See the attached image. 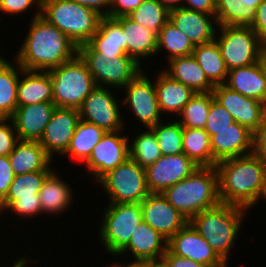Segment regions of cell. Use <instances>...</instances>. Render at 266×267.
I'll return each instance as SVG.
<instances>
[{
    "label": "cell",
    "mask_w": 266,
    "mask_h": 267,
    "mask_svg": "<svg viewBox=\"0 0 266 267\" xmlns=\"http://www.w3.org/2000/svg\"><path fill=\"white\" fill-rule=\"evenodd\" d=\"M28 33L13 59L25 70L47 71L71 60L78 47L43 17L29 21Z\"/></svg>",
    "instance_id": "cell-1"
},
{
    "label": "cell",
    "mask_w": 266,
    "mask_h": 267,
    "mask_svg": "<svg viewBox=\"0 0 266 267\" xmlns=\"http://www.w3.org/2000/svg\"><path fill=\"white\" fill-rule=\"evenodd\" d=\"M221 203L253 210L259 203L266 176L265 165L253 153L216 164Z\"/></svg>",
    "instance_id": "cell-2"
},
{
    "label": "cell",
    "mask_w": 266,
    "mask_h": 267,
    "mask_svg": "<svg viewBox=\"0 0 266 267\" xmlns=\"http://www.w3.org/2000/svg\"><path fill=\"white\" fill-rule=\"evenodd\" d=\"M248 210L239 206L220 203L193 216L189 223L211 245L215 252L227 263L233 246L243 229V219Z\"/></svg>",
    "instance_id": "cell-3"
},
{
    "label": "cell",
    "mask_w": 266,
    "mask_h": 267,
    "mask_svg": "<svg viewBox=\"0 0 266 267\" xmlns=\"http://www.w3.org/2000/svg\"><path fill=\"white\" fill-rule=\"evenodd\" d=\"M162 194L189 221L203 210L221 203L216 167L198 166L188 177Z\"/></svg>",
    "instance_id": "cell-4"
},
{
    "label": "cell",
    "mask_w": 266,
    "mask_h": 267,
    "mask_svg": "<svg viewBox=\"0 0 266 267\" xmlns=\"http://www.w3.org/2000/svg\"><path fill=\"white\" fill-rule=\"evenodd\" d=\"M41 17L79 47L88 43L97 32L102 16L69 0H41Z\"/></svg>",
    "instance_id": "cell-5"
},
{
    "label": "cell",
    "mask_w": 266,
    "mask_h": 267,
    "mask_svg": "<svg viewBox=\"0 0 266 267\" xmlns=\"http://www.w3.org/2000/svg\"><path fill=\"white\" fill-rule=\"evenodd\" d=\"M51 76L56 107L80 109L96 87L85 61L77 54L64 64L47 70Z\"/></svg>",
    "instance_id": "cell-6"
},
{
    "label": "cell",
    "mask_w": 266,
    "mask_h": 267,
    "mask_svg": "<svg viewBox=\"0 0 266 267\" xmlns=\"http://www.w3.org/2000/svg\"><path fill=\"white\" fill-rule=\"evenodd\" d=\"M78 54L85 61L96 86L123 89L144 69L135 59L125 55H100L88 43L78 47Z\"/></svg>",
    "instance_id": "cell-7"
},
{
    "label": "cell",
    "mask_w": 266,
    "mask_h": 267,
    "mask_svg": "<svg viewBox=\"0 0 266 267\" xmlns=\"http://www.w3.org/2000/svg\"><path fill=\"white\" fill-rule=\"evenodd\" d=\"M99 241L108 255H117L128 243L136 227L143 221L140 203H107L102 211Z\"/></svg>",
    "instance_id": "cell-8"
},
{
    "label": "cell",
    "mask_w": 266,
    "mask_h": 267,
    "mask_svg": "<svg viewBox=\"0 0 266 267\" xmlns=\"http://www.w3.org/2000/svg\"><path fill=\"white\" fill-rule=\"evenodd\" d=\"M215 41L228 71L252 65L266 54V44L250 26L218 25Z\"/></svg>",
    "instance_id": "cell-9"
},
{
    "label": "cell",
    "mask_w": 266,
    "mask_h": 267,
    "mask_svg": "<svg viewBox=\"0 0 266 267\" xmlns=\"http://www.w3.org/2000/svg\"><path fill=\"white\" fill-rule=\"evenodd\" d=\"M95 183L100 184L104 194H107L108 203H141L151 193L145 168L131 158H127Z\"/></svg>",
    "instance_id": "cell-10"
},
{
    "label": "cell",
    "mask_w": 266,
    "mask_h": 267,
    "mask_svg": "<svg viewBox=\"0 0 266 267\" xmlns=\"http://www.w3.org/2000/svg\"><path fill=\"white\" fill-rule=\"evenodd\" d=\"M52 171L40 170L15 175L6 198L0 203L1 213L11 212L16 219L21 216L20 218H23L24 222H26L25 218L31 220L35 216L37 218L38 215H43L39 191L43 181Z\"/></svg>",
    "instance_id": "cell-11"
},
{
    "label": "cell",
    "mask_w": 266,
    "mask_h": 267,
    "mask_svg": "<svg viewBox=\"0 0 266 267\" xmlns=\"http://www.w3.org/2000/svg\"><path fill=\"white\" fill-rule=\"evenodd\" d=\"M147 74L143 70L121 90L125 93L121 100L123 107L127 106L126 109L133 113L144 129L152 128L164 117L157 101L154 81Z\"/></svg>",
    "instance_id": "cell-12"
},
{
    "label": "cell",
    "mask_w": 266,
    "mask_h": 267,
    "mask_svg": "<svg viewBox=\"0 0 266 267\" xmlns=\"http://www.w3.org/2000/svg\"><path fill=\"white\" fill-rule=\"evenodd\" d=\"M115 94V89L96 86L79 109L81 120L95 124L105 132L126 128L121 113L122 101Z\"/></svg>",
    "instance_id": "cell-13"
},
{
    "label": "cell",
    "mask_w": 266,
    "mask_h": 267,
    "mask_svg": "<svg viewBox=\"0 0 266 267\" xmlns=\"http://www.w3.org/2000/svg\"><path fill=\"white\" fill-rule=\"evenodd\" d=\"M124 130L105 132L94 146L89 159L84 163L87 173L89 172L94 181L97 182L103 175L129 158V136L127 134L124 136Z\"/></svg>",
    "instance_id": "cell-14"
},
{
    "label": "cell",
    "mask_w": 266,
    "mask_h": 267,
    "mask_svg": "<svg viewBox=\"0 0 266 267\" xmlns=\"http://www.w3.org/2000/svg\"><path fill=\"white\" fill-rule=\"evenodd\" d=\"M167 249L209 267H229L189 222L168 240Z\"/></svg>",
    "instance_id": "cell-15"
},
{
    "label": "cell",
    "mask_w": 266,
    "mask_h": 267,
    "mask_svg": "<svg viewBox=\"0 0 266 267\" xmlns=\"http://www.w3.org/2000/svg\"><path fill=\"white\" fill-rule=\"evenodd\" d=\"M214 99L232 115L235 122L246 126L253 133L266 119L263 102L241 95L224 84L212 91Z\"/></svg>",
    "instance_id": "cell-16"
},
{
    "label": "cell",
    "mask_w": 266,
    "mask_h": 267,
    "mask_svg": "<svg viewBox=\"0 0 266 267\" xmlns=\"http://www.w3.org/2000/svg\"><path fill=\"white\" fill-rule=\"evenodd\" d=\"M198 167L184 153L162 155L155 163L147 166L146 179L151 193H163L170 186L188 177Z\"/></svg>",
    "instance_id": "cell-17"
},
{
    "label": "cell",
    "mask_w": 266,
    "mask_h": 267,
    "mask_svg": "<svg viewBox=\"0 0 266 267\" xmlns=\"http://www.w3.org/2000/svg\"><path fill=\"white\" fill-rule=\"evenodd\" d=\"M143 221L169 240L189 221L162 193H150L141 203Z\"/></svg>",
    "instance_id": "cell-18"
},
{
    "label": "cell",
    "mask_w": 266,
    "mask_h": 267,
    "mask_svg": "<svg viewBox=\"0 0 266 267\" xmlns=\"http://www.w3.org/2000/svg\"><path fill=\"white\" fill-rule=\"evenodd\" d=\"M80 120L78 109L56 107L39 140V143L53 160L55 159L54 155L58 154L60 157L66 152Z\"/></svg>",
    "instance_id": "cell-19"
},
{
    "label": "cell",
    "mask_w": 266,
    "mask_h": 267,
    "mask_svg": "<svg viewBox=\"0 0 266 267\" xmlns=\"http://www.w3.org/2000/svg\"><path fill=\"white\" fill-rule=\"evenodd\" d=\"M213 160L242 157L253 152V132L237 122L223 130L215 131L210 137Z\"/></svg>",
    "instance_id": "cell-20"
},
{
    "label": "cell",
    "mask_w": 266,
    "mask_h": 267,
    "mask_svg": "<svg viewBox=\"0 0 266 267\" xmlns=\"http://www.w3.org/2000/svg\"><path fill=\"white\" fill-rule=\"evenodd\" d=\"M169 21L174 27L187 36L194 46L206 44L215 40L218 28L216 15L181 7L169 11Z\"/></svg>",
    "instance_id": "cell-21"
},
{
    "label": "cell",
    "mask_w": 266,
    "mask_h": 267,
    "mask_svg": "<svg viewBox=\"0 0 266 267\" xmlns=\"http://www.w3.org/2000/svg\"><path fill=\"white\" fill-rule=\"evenodd\" d=\"M55 109L53 102L17 106L11 119L19 140L39 141Z\"/></svg>",
    "instance_id": "cell-22"
},
{
    "label": "cell",
    "mask_w": 266,
    "mask_h": 267,
    "mask_svg": "<svg viewBox=\"0 0 266 267\" xmlns=\"http://www.w3.org/2000/svg\"><path fill=\"white\" fill-rule=\"evenodd\" d=\"M167 244L163 235L142 221L133 231L129 243L114 257L117 259L124 255L127 259L126 255H131L133 260L140 261L161 258L167 251Z\"/></svg>",
    "instance_id": "cell-23"
},
{
    "label": "cell",
    "mask_w": 266,
    "mask_h": 267,
    "mask_svg": "<svg viewBox=\"0 0 266 267\" xmlns=\"http://www.w3.org/2000/svg\"><path fill=\"white\" fill-rule=\"evenodd\" d=\"M72 184L66 183L54 169L43 181L41 190L39 191V199L43 215H55L56 217L67 211L74 201L75 190ZM74 192V193H73Z\"/></svg>",
    "instance_id": "cell-24"
},
{
    "label": "cell",
    "mask_w": 266,
    "mask_h": 267,
    "mask_svg": "<svg viewBox=\"0 0 266 267\" xmlns=\"http://www.w3.org/2000/svg\"><path fill=\"white\" fill-rule=\"evenodd\" d=\"M15 175L40 170H54L53 159L46 153L39 141L19 140L8 155Z\"/></svg>",
    "instance_id": "cell-25"
},
{
    "label": "cell",
    "mask_w": 266,
    "mask_h": 267,
    "mask_svg": "<svg viewBox=\"0 0 266 267\" xmlns=\"http://www.w3.org/2000/svg\"><path fill=\"white\" fill-rule=\"evenodd\" d=\"M224 85L243 96L263 102L266 93L263 57L252 65L228 71Z\"/></svg>",
    "instance_id": "cell-26"
},
{
    "label": "cell",
    "mask_w": 266,
    "mask_h": 267,
    "mask_svg": "<svg viewBox=\"0 0 266 267\" xmlns=\"http://www.w3.org/2000/svg\"><path fill=\"white\" fill-rule=\"evenodd\" d=\"M121 27L125 35V52L140 65L146 58L156 56L157 34L131 20L121 16ZM143 59V60H142Z\"/></svg>",
    "instance_id": "cell-27"
},
{
    "label": "cell",
    "mask_w": 266,
    "mask_h": 267,
    "mask_svg": "<svg viewBox=\"0 0 266 267\" xmlns=\"http://www.w3.org/2000/svg\"><path fill=\"white\" fill-rule=\"evenodd\" d=\"M156 76L153 78H155V90L161 113L165 117L168 114L170 117L171 114L178 116L195 92L190 87L171 79L162 70Z\"/></svg>",
    "instance_id": "cell-28"
},
{
    "label": "cell",
    "mask_w": 266,
    "mask_h": 267,
    "mask_svg": "<svg viewBox=\"0 0 266 267\" xmlns=\"http://www.w3.org/2000/svg\"><path fill=\"white\" fill-rule=\"evenodd\" d=\"M41 102H53L50 74L48 71L23 69L17 86L18 106Z\"/></svg>",
    "instance_id": "cell-29"
},
{
    "label": "cell",
    "mask_w": 266,
    "mask_h": 267,
    "mask_svg": "<svg viewBox=\"0 0 266 267\" xmlns=\"http://www.w3.org/2000/svg\"><path fill=\"white\" fill-rule=\"evenodd\" d=\"M167 64L169 65L163 72L171 79L190 87L195 93L212 92L215 88L192 54L173 58Z\"/></svg>",
    "instance_id": "cell-30"
},
{
    "label": "cell",
    "mask_w": 266,
    "mask_h": 267,
    "mask_svg": "<svg viewBox=\"0 0 266 267\" xmlns=\"http://www.w3.org/2000/svg\"><path fill=\"white\" fill-rule=\"evenodd\" d=\"M121 27V17H101L97 32L88 44L100 55L122 57L125 52V38Z\"/></svg>",
    "instance_id": "cell-31"
},
{
    "label": "cell",
    "mask_w": 266,
    "mask_h": 267,
    "mask_svg": "<svg viewBox=\"0 0 266 267\" xmlns=\"http://www.w3.org/2000/svg\"><path fill=\"white\" fill-rule=\"evenodd\" d=\"M2 55L0 54V118H11L18 106L17 86L23 68L15 59H12V64V61Z\"/></svg>",
    "instance_id": "cell-32"
},
{
    "label": "cell",
    "mask_w": 266,
    "mask_h": 267,
    "mask_svg": "<svg viewBox=\"0 0 266 267\" xmlns=\"http://www.w3.org/2000/svg\"><path fill=\"white\" fill-rule=\"evenodd\" d=\"M104 134L105 131L97 125L80 120L69 147L62 156L70 157V160L76 162L77 165L85 163Z\"/></svg>",
    "instance_id": "cell-33"
},
{
    "label": "cell",
    "mask_w": 266,
    "mask_h": 267,
    "mask_svg": "<svg viewBox=\"0 0 266 267\" xmlns=\"http://www.w3.org/2000/svg\"><path fill=\"white\" fill-rule=\"evenodd\" d=\"M192 55L214 86L225 84L228 69L215 40L196 45Z\"/></svg>",
    "instance_id": "cell-34"
},
{
    "label": "cell",
    "mask_w": 266,
    "mask_h": 267,
    "mask_svg": "<svg viewBox=\"0 0 266 267\" xmlns=\"http://www.w3.org/2000/svg\"><path fill=\"white\" fill-rule=\"evenodd\" d=\"M183 153L198 166H216L210 136L203 128H185L182 135Z\"/></svg>",
    "instance_id": "cell-35"
},
{
    "label": "cell",
    "mask_w": 266,
    "mask_h": 267,
    "mask_svg": "<svg viewBox=\"0 0 266 267\" xmlns=\"http://www.w3.org/2000/svg\"><path fill=\"white\" fill-rule=\"evenodd\" d=\"M195 46L190 42L189 38L185 36L180 30L174 27L168 21L157 34V51L158 53L166 50L165 59L168 61L182 56L191 55Z\"/></svg>",
    "instance_id": "cell-36"
},
{
    "label": "cell",
    "mask_w": 266,
    "mask_h": 267,
    "mask_svg": "<svg viewBox=\"0 0 266 267\" xmlns=\"http://www.w3.org/2000/svg\"><path fill=\"white\" fill-rule=\"evenodd\" d=\"M135 136L133 139L128 137L129 158L133 159L139 166L146 168L162 156L160 147L150 128H146L142 132L140 130Z\"/></svg>",
    "instance_id": "cell-37"
},
{
    "label": "cell",
    "mask_w": 266,
    "mask_h": 267,
    "mask_svg": "<svg viewBox=\"0 0 266 267\" xmlns=\"http://www.w3.org/2000/svg\"><path fill=\"white\" fill-rule=\"evenodd\" d=\"M210 106L211 92H198L184 105L179 116L173 117L182 127L204 129Z\"/></svg>",
    "instance_id": "cell-38"
},
{
    "label": "cell",
    "mask_w": 266,
    "mask_h": 267,
    "mask_svg": "<svg viewBox=\"0 0 266 267\" xmlns=\"http://www.w3.org/2000/svg\"><path fill=\"white\" fill-rule=\"evenodd\" d=\"M215 15L218 25L251 26L256 10L244 6L240 0H216Z\"/></svg>",
    "instance_id": "cell-39"
},
{
    "label": "cell",
    "mask_w": 266,
    "mask_h": 267,
    "mask_svg": "<svg viewBox=\"0 0 266 267\" xmlns=\"http://www.w3.org/2000/svg\"><path fill=\"white\" fill-rule=\"evenodd\" d=\"M172 118L169 117V120L164 118L163 122H159L150 128L156 136L162 155H178L183 153V127L175 118L171 121Z\"/></svg>",
    "instance_id": "cell-40"
},
{
    "label": "cell",
    "mask_w": 266,
    "mask_h": 267,
    "mask_svg": "<svg viewBox=\"0 0 266 267\" xmlns=\"http://www.w3.org/2000/svg\"><path fill=\"white\" fill-rule=\"evenodd\" d=\"M128 17L158 34L169 21V11L158 0H143Z\"/></svg>",
    "instance_id": "cell-41"
},
{
    "label": "cell",
    "mask_w": 266,
    "mask_h": 267,
    "mask_svg": "<svg viewBox=\"0 0 266 267\" xmlns=\"http://www.w3.org/2000/svg\"><path fill=\"white\" fill-rule=\"evenodd\" d=\"M232 115L221 106L213 97L211 92V106L208 112L207 121L204 129L208 132L209 136L215 134V131L228 128L229 125L234 123Z\"/></svg>",
    "instance_id": "cell-42"
},
{
    "label": "cell",
    "mask_w": 266,
    "mask_h": 267,
    "mask_svg": "<svg viewBox=\"0 0 266 267\" xmlns=\"http://www.w3.org/2000/svg\"><path fill=\"white\" fill-rule=\"evenodd\" d=\"M33 7L35 12L32 19L41 16V0H0V15L18 16L21 14L22 16V14H25V12H28Z\"/></svg>",
    "instance_id": "cell-43"
},
{
    "label": "cell",
    "mask_w": 266,
    "mask_h": 267,
    "mask_svg": "<svg viewBox=\"0 0 266 267\" xmlns=\"http://www.w3.org/2000/svg\"><path fill=\"white\" fill-rule=\"evenodd\" d=\"M19 141L11 118H0V155L8 156Z\"/></svg>",
    "instance_id": "cell-44"
},
{
    "label": "cell",
    "mask_w": 266,
    "mask_h": 267,
    "mask_svg": "<svg viewBox=\"0 0 266 267\" xmlns=\"http://www.w3.org/2000/svg\"><path fill=\"white\" fill-rule=\"evenodd\" d=\"M14 177L9 157L0 155V203L6 198Z\"/></svg>",
    "instance_id": "cell-45"
},
{
    "label": "cell",
    "mask_w": 266,
    "mask_h": 267,
    "mask_svg": "<svg viewBox=\"0 0 266 267\" xmlns=\"http://www.w3.org/2000/svg\"><path fill=\"white\" fill-rule=\"evenodd\" d=\"M143 0H110L109 17L128 16Z\"/></svg>",
    "instance_id": "cell-46"
},
{
    "label": "cell",
    "mask_w": 266,
    "mask_h": 267,
    "mask_svg": "<svg viewBox=\"0 0 266 267\" xmlns=\"http://www.w3.org/2000/svg\"><path fill=\"white\" fill-rule=\"evenodd\" d=\"M266 168V119L253 133V152Z\"/></svg>",
    "instance_id": "cell-47"
},
{
    "label": "cell",
    "mask_w": 266,
    "mask_h": 267,
    "mask_svg": "<svg viewBox=\"0 0 266 267\" xmlns=\"http://www.w3.org/2000/svg\"><path fill=\"white\" fill-rule=\"evenodd\" d=\"M258 37L266 44V0H263L256 9L255 21L250 26Z\"/></svg>",
    "instance_id": "cell-48"
},
{
    "label": "cell",
    "mask_w": 266,
    "mask_h": 267,
    "mask_svg": "<svg viewBox=\"0 0 266 267\" xmlns=\"http://www.w3.org/2000/svg\"><path fill=\"white\" fill-rule=\"evenodd\" d=\"M182 8L215 15L216 0H183Z\"/></svg>",
    "instance_id": "cell-49"
},
{
    "label": "cell",
    "mask_w": 266,
    "mask_h": 267,
    "mask_svg": "<svg viewBox=\"0 0 266 267\" xmlns=\"http://www.w3.org/2000/svg\"><path fill=\"white\" fill-rule=\"evenodd\" d=\"M76 2L84 7L96 11L102 17H109L110 0H69Z\"/></svg>",
    "instance_id": "cell-50"
},
{
    "label": "cell",
    "mask_w": 266,
    "mask_h": 267,
    "mask_svg": "<svg viewBox=\"0 0 266 267\" xmlns=\"http://www.w3.org/2000/svg\"><path fill=\"white\" fill-rule=\"evenodd\" d=\"M163 257L170 263L171 267H209V266L197 263L188 258L176 256L172 254L168 249Z\"/></svg>",
    "instance_id": "cell-51"
},
{
    "label": "cell",
    "mask_w": 266,
    "mask_h": 267,
    "mask_svg": "<svg viewBox=\"0 0 266 267\" xmlns=\"http://www.w3.org/2000/svg\"><path fill=\"white\" fill-rule=\"evenodd\" d=\"M28 252H26V255H21V257H17L15 260H14V263L12 262V266L10 267H28L27 265H31L32 263H35L36 262H40L41 259H34V258H31L30 256H28L27 254ZM32 262V263H31Z\"/></svg>",
    "instance_id": "cell-52"
},
{
    "label": "cell",
    "mask_w": 266,
    "mask_h": 267,
    "mask_svg": "<svg viewBox=\"0 0 266 267\" xmlns=\"http://www.w3.org/2000/svg\"><path fill=\"white\" fill-rule=\"evenodd\" d=\"M125 261V259L121 262H118L116 260L113 261L114 263L113 264H110V265H107L106 267H147V260L145 261H140V260H133V261H130L127 259L128 263H123Z\"/></svg>",
    "instance_id": "cell-53"
},
{
    "label": "cell",
    "mask_w": 266,
    "mask_h": 267,
    "mask_svg": "<svg viewBox=\"0 0 266 267\" xmlns=\"http://www.w3.org/2000/svg\"><path fill=\"white\" fill-rule=\"evenodd\" d=\"M168 11L181 8L183 0H158Z\"/></svg>",
    "instance_id": "cell-54"
},
{
    "label": "cell",
    "mask_w": 266,
    "mask_h": 267,
    "mask_svg": "<svg viewBox=\"0 0 266 267\" xmlns=\"http://www.w3.org/2000/svg\"><path fill=\"white\" fill-rule=\"evenodd\" d=\"M147 267H171L170 263L164 258L147 260Z\"/></svg>",
    "instance_id": "cell-55"
},
{
    "label": "cell",
    "mask_w": 266,
    "mask_h": 267,
    "mask_svg": "<svg viewBox=\"0 0 266 267\" xmlns=\"http://www.w3.org/2000/svg\"><path fill=\"white\" fill-rule=\"evenodd\" d=\"M263 0H240V2L244 5V6H248L250 8L253 9H257L258 5L262 2Z\"/></svg>",
    "instance_id": "cell-56"
},
{
    "label": "cell",
    "mask_w": 266,
    "mask_h": 267,
    "mask_svg": "<svg viewBox=\"0 0 266 267\" xmlns=\"http://www.w3.org/2000/svg\"><path fill=\"white\" fill-rule=\"evenodd\" d=\"M263 73H264L265 82H266V54L263 56ZM263 104H264V109L266 113V93H265Z\"/></svg>",
    "instance_id": "cell-57"
},
{
    "label": "cell",
    "mask_w": 266,
    "mask_h": 267,
    "mask_svg": "<svg viewBox=\"0 0 266 267\" xmlns=\"http://www.w3.org/2000/svg\"><path fill=\"white\" fill-rule=\"evenodd\" d=\"M262 199H264L266 202V176H265L263 191H262V194H261L260 199H259L260 203H261Z\"/></svg>",
    "instance_id": "cell-58"
}]
</instances>
